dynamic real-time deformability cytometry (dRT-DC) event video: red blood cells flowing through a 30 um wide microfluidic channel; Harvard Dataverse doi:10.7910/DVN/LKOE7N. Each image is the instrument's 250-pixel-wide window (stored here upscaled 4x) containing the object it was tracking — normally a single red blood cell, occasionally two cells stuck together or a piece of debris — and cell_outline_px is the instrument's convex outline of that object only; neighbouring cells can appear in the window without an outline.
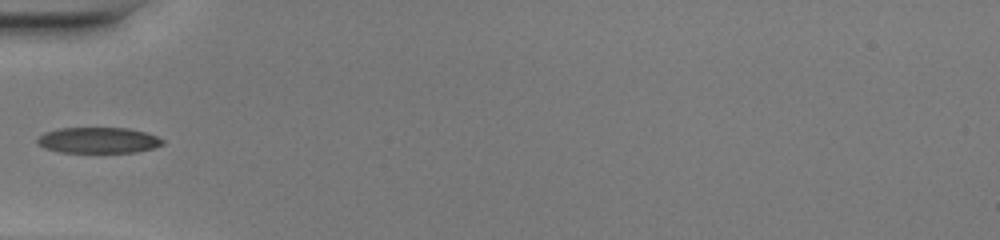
{"species": "common noctule bat (a hibernating species)", "species_latin": "Nyctalus noctula", "temperature_condition": "warm", "stored_images_in_passage": 33, "camera_frame_rate_fps": 3000, "um_per_image_px": 0.085, "animal": {"sex": "female", "body_mass_g": 20.0, "forearm_length_mm": 54.0}, "frame": {"image": 1, "passage_image": 1, "time_ms": 0.0, "image_size_px": [1000, 240], "cell_outline_px": [[164, 144], [152, 148], [136, 152], [60, 152], [44, 148], [36, 144], [36, 136], [44, 132], [56, 128], [128, 128], [144, 132], [156, 136], [164, 140]], "centroid_in_image_um": [8.28, 11.92], "position_along_channel_um": 76.7, "area_um2": 19.02}}
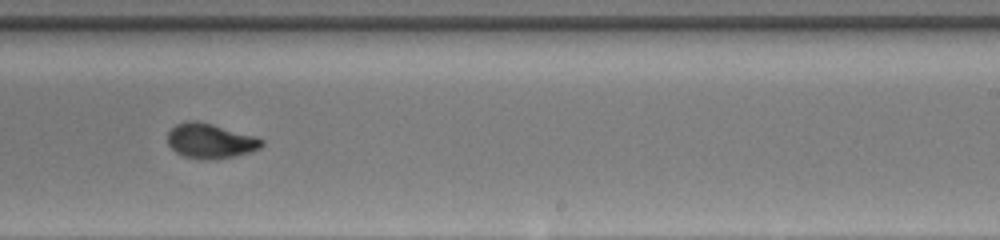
{"frame": {"image": 2, "passage_image": 15, "time_ms": 4.667, "image_size_px": [1000, 240], "cell_outline_px": [[264, 144], [260, 148], [252, 152], [212, 160], [184, 156], [176, 152], [168, 144], [168, 132], [176, 124], [188, 120], [196, 120], [212, 124], [252, 136], [264, 140]], "centroid_in_image_um": [17.86, 11.98], "position_along_channel_um": 271.1, "area_um2": 18.84}}
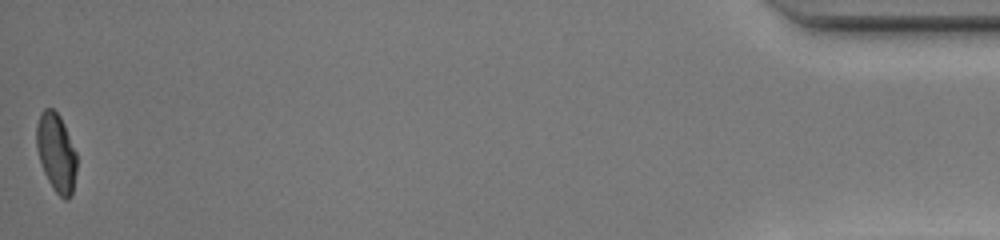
{"frame": {"image": 3, "passage_image": 33, "time_ms": 10.667, "image_size_px": [1000, 240], "cell_outline_px": [[76, 172], [72, 196], [68, 200], [64, 200], [56, 192], [48, 180], [44, 172], [36, 148], [36, 124], [40, 112], [44, 108], [52, 108], [60, 116], [64, 124], [76, 152]], "centroid_in_image_um": [4.78, 12.97], "position_along_channel_um": 430.4, "area_um2": 18.5}}